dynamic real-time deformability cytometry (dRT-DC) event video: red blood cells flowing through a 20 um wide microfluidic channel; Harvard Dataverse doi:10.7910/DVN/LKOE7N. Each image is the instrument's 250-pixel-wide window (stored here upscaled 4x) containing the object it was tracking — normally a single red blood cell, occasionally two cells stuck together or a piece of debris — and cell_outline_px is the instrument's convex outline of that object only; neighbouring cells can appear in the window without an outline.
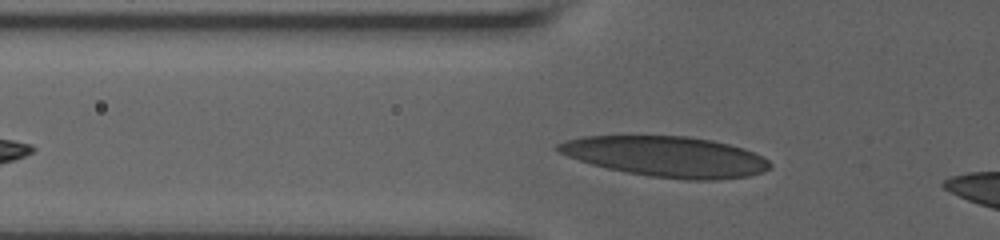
{"species": "human", "species_latin": "Homo sapiens", "temperature_condition": "room temperature", "stored_images_in_passage": 12, "camera_frame_rate_fps": 3000, "um_per_image_px": 0.085, "donor": {"sex": "male"}, "frame": {"image": 1, "passage_image": 9, "time_ms": 2.0, "image_size_px": [1000, 240], "cell_outline_px": [[772, 168], [748, 176], [716, 180], [688, 180], [652, 176], [628, 172], [608, 168], [592, 164], [568, 156], [560, 152], [556, 148], [556, 144], [564, 140], [584, 136], [688, 136], [712, 140], [744, 148], [768, 160], [772, 164]], "centroid_in_image_um": [56.64, 13.3], "position_along_channel_um": 69.2, "area_um2": 49.65}}
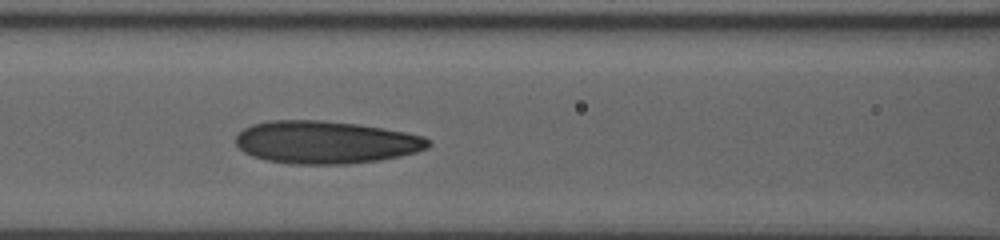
{"frame": {"image": 2, "passage_image": 12, "time_ms": 4.0, "image_size_px": [1000, 240], "cell_outline_px": [[432, 144], [428, 148], [416, 152], [400, 156], [380, 160], [348, 164], [292, 164], [264, 160], [252, 156], [244, 152], [236, 144], [236, 136], [244, 128], [252, 124], [272, 120], [320, 120], [356, 124], [384, 128], [424, 136]], "centroid_in_image_um": [27.68, 12.1], "position_along_channel_um": 138.9, "area_um2": 47.97}}